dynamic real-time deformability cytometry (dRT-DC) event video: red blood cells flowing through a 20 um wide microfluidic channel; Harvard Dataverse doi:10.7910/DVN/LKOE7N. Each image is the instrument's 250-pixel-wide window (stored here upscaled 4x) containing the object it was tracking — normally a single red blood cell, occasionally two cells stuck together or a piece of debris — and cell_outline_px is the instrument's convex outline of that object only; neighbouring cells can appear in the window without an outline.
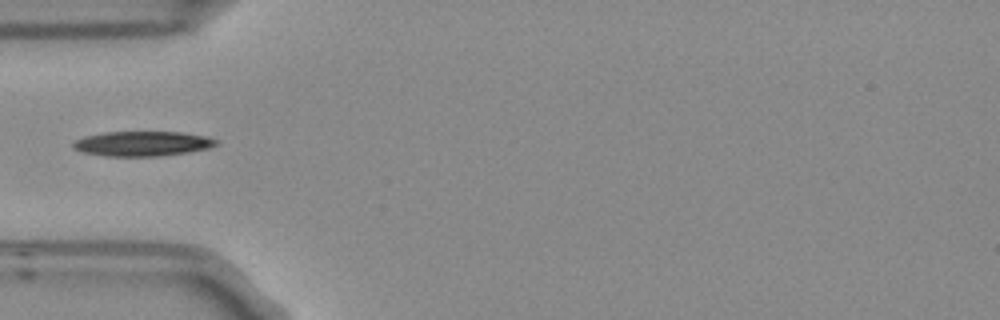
{"species": "Egyptian fruit bat (a non-hibernating species)", "species_latin": "Rousettus aegyptiacus", "temperature_condition": "room temperature", "stored_images_in_passage": 3, "camera_frame_rate_fps": 3000, "um_per_image_px": 0.085, "frame": {"image": 1, "passage_image": 2, "time_ms": 0.333, "image_size_px": [1000, 320], "cell_outline_px": [[220, 144], [208, 148], [188, 152], [160, 156], [108, 156], [80, 152], [72, 148], [72, 144], [76, 140], [84, 136], [104, 132], [180, 132], [208, 136], [220, 140]], "centroid_in_image_um": [12.13, 12.21], "position_along_channel_um": 72.9, "area_um2": 20.92}}